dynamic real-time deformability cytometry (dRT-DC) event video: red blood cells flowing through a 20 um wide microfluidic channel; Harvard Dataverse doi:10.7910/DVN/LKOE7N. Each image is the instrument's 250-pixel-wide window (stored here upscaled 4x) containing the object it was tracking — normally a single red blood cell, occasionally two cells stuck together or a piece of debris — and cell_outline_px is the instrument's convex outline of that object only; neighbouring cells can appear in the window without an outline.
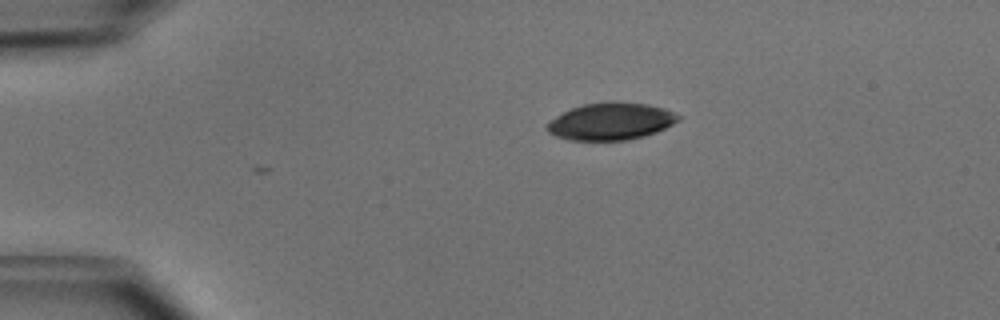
{"species": "common noctule bat (a hibernating species)", "species_latin": "Nyctalus noctula", "temperature_condition": "cold", "stored_images_in_passage": 3, "camera_frame_rate_fps": 3000, "um_per_image_px": 0.085, "animal": {"sex": "male", "body_mass_g": 15.6}, "frame": {"image": 1, "passage_image": 1, "time_ms": 0.0, "image_size_px": [1000, 320], "cell_outline_px": [[680, 120], [656, 132], [644, 136], [624, 140], [568, 140], [556, 136], [548, 132], [544, 128], [556, 116], [572, 108], [584, 104], [616, 100], [648, 104], [664, 108], [680, 116]], "centroid_in_image_um": [51.92, 10.3], "position_along_channel_um": 33.1, "area_um2": 28.44}}